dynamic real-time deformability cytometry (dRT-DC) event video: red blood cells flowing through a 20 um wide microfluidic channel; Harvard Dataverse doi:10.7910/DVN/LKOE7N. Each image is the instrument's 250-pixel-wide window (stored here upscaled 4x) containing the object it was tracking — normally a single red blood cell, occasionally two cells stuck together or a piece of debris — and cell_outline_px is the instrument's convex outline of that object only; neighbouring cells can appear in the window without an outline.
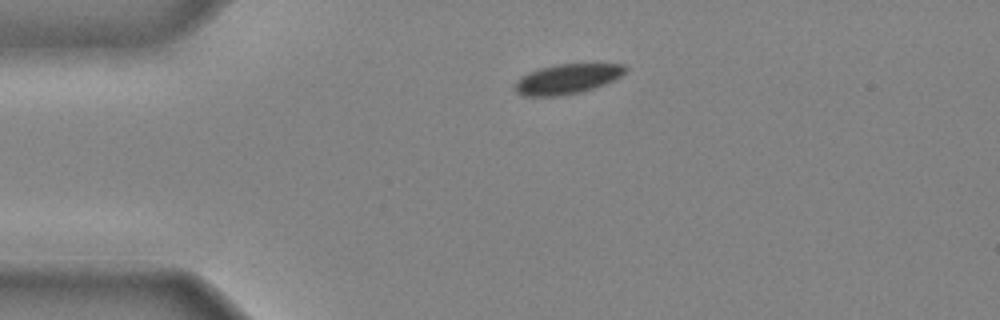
{"species": "common noctule bat (a hibernating species)", "species_latin": "Nyctalus noctula", "temperature_condition": "cold", "stored_images_in_passage": 10, "camera_frame_rate_fps": 3000, "um_per_image_px": 0.085, "animal": {"sex": "male", "body_mass_g": 20.4}, "frame": {"image": 1, "passage_image": 1, "time_ms": 0.0, "image_size_px": [1000, 320], "cell_outline_px": [[628, 68], [620, 76], [604, 84], [580, 92], [560, 96], [524, 96], [516, 92], [516, 80], [520, 76], [528, 72], [540, 68], [556, 64], [628, 64]], "centroid_in_image_um": [48.19, 6.7], "position_along_channel_um": 36.8, "area_um2": 19.13}}
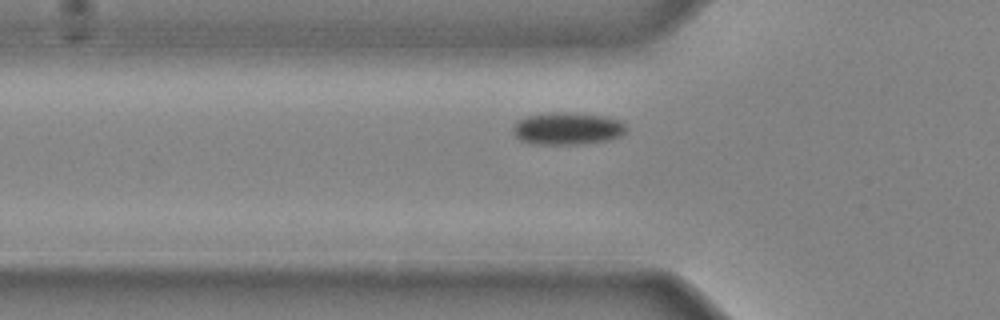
{"frame": {"image": 2, "passage_image": 6, "time_ms": 1.667, "image_size_px": [1000, 320], "cell_outline_px": [[628, 128], [620, 136], [608, 140], [584, 144], [532, 144], [520, 140], [512, 132], [512, 128], [516, 120], [528, 116], [556, 112], [560, 112], [604, 116], [620, 120]], "centroid_in_image_um": [48.21, 10.94], "position_along_channel_um": 77.6, "area_um2": 21.33}}
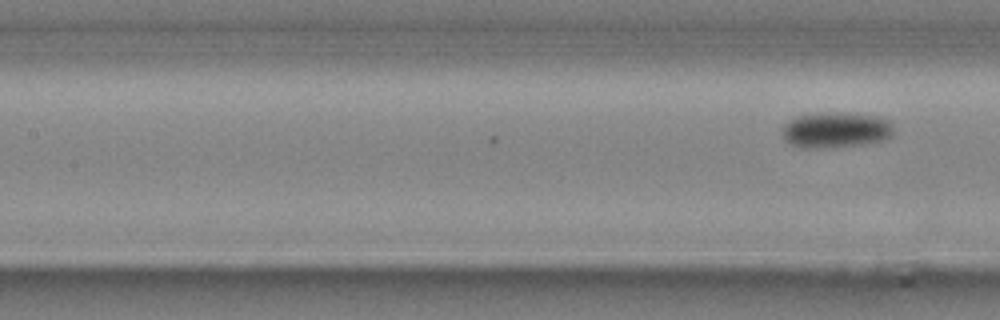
{"frame": {"image": 3, "passage_image": 10, "time_ms": 3.0, "image_size_px": [1000, 320], "cell_outline_px": [[892, 136], [880, 140], [864, 144], [792, 144], [784, 140], [784, 124], [788, 120], [796, 116], [816, 112], [836, 112], [876, 116], [888, 120], [892, 128]], "centroid_in_image_um": [71.07, 10.95], "position_along_channel_um": 136.3, "area_um2": 21.73}}